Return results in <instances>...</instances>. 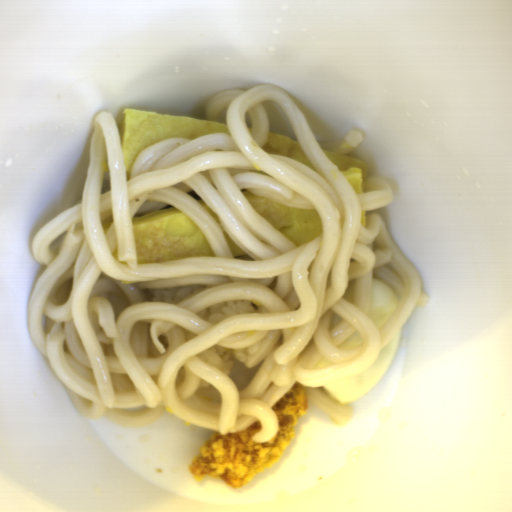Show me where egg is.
<instances>
[{
    "instance_id": "d2b9013d",
    "label": "egg",
    "mask_w": 512,
    "mask_h": 512,
    "mask_svg": "<svg viewBox=\"0 0 512 512\" xmlns=\"http://www.w3.org/2000/svg\"><path fill=\"white\" fill-rule=\"evenodd\" d=\"M402 328L386 342L372 363L356 376L328 383L322 389L340 406L352 404L366 395L391 366L398 349Z\"/></svg>"
},
{
    "instance_id": "2799bb9f",
    "label": "egg",
    "mask_w": 512,
    "mask_h": 512,
    "mask_svg": "<svg viewBox=\"0 0 512 512\" xmlns=\"http://www.w3.org/2000/svg\"><path fill=\"white\" fill-rule=\"evenodd\" d=\"M399 299L391 287L372 278L371 298L367 315L380 330L389 321Z\"/></svg>"
},
{
    "instance_id": "db1cbce2",
    "label": "egg",
    "mask_w": 512,
    "mask_h": 512,
    "mask_svg": "<svg viewBox=\"0 0 512 512\" xmlns=\"http://www.w3.org/2000/svg\"><path fill=\"white\" fill-rule=\"evenodd\" d=\"M364 341L363 337L360 335L358 331H355L351 335L348 336V338L337 345L338 350H349V349H356L359 347H363Z\"/></svg>"
},
{
    "instance_id": "581b19a8",
    "label": "egg",
    "mask_w": 512,
    "mask_h": 512,
    "mask_svg": "<svg viewBox=\"0 0 512 512\" xmlns=\"http://www.w3.org/2000/svg\"><path fill=\"white\" fill-rule=\"evenodd\" d=\"M355 289H356V279L350 281L346 292L343 297L345 300L350 302L351 304L355 302Z\"/></svg>"
},
{
    "instance_id": "535e4f2a",
    "label": "egg",
    "mask_w": 512,
    "mask_h": 512,
    "mask_svg": "<svg viewBox=\"0 0 512 512\" xmlns=\"http://www.w3.org/2000/svg\"><path fill=\"white\" fill-rule=\"evenodd\" d=\"M333 365H334V363L321 357L319 360H317L315 362V364L313 365L312 368H314L315 370L316 369H324V368L332 367Z\"/></svg>"
}]
</instances>
